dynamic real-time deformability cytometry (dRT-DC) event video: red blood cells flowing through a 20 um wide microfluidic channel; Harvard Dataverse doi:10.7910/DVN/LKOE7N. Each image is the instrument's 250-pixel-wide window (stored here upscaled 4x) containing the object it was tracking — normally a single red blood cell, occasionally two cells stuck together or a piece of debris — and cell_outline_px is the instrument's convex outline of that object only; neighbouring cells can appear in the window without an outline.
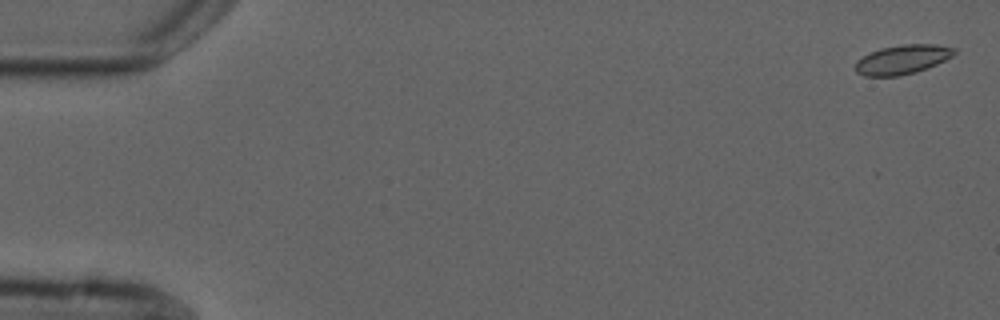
{"species": "common noctule bat (a hibernating species)", "species_latin": "Nyctalus noctula", "temperature_condition": "cold", "stored_images_in_passage": 8, "camera_frame_rate_fps": 3000, "um_per_image_px": 0.085, "animal": {"sex": "male", "forearm_length_mm": 52.5}, "frame": {"image": 1, "passage_image": 1, "time_ms": 0.0, "image_size_px": [1000, 320], "cell_outline_px": [[956, 52], [952, 56], [936, 64], [916, 72], [900, 76], [864, 76], [856, 72], [856, 60], [880, 48], [904, 44], [936, 44], [956, 48]], "centroid_in_image_um": [76.71, 5.06], "position_along_channel_um": 8.3, "area_um2": 16.76}}
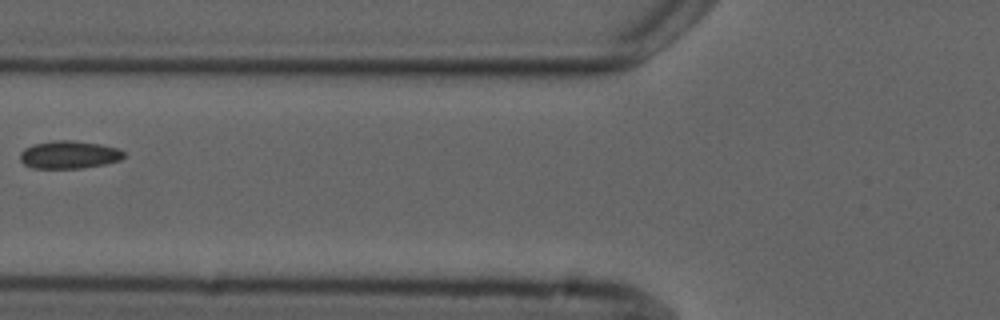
{"frame": {"image": 2, "passage_image": 7, "time_ms": 7.0, "image_size_px": [1000, 320], "cell_outline_px": [[128, 156], [120, 160], [104, 164], [80, 168], [32, 168], [24, 164], [20, 160], [20, 152], [24, 148], [32, 144], [52, 140], [72, 140], [100, 144], [116, 148], [124, 152]], "centroid_in_image_um": [5.86, 13.14], "position_along_channel_um": 119.9, "area_um2": 16.94}}
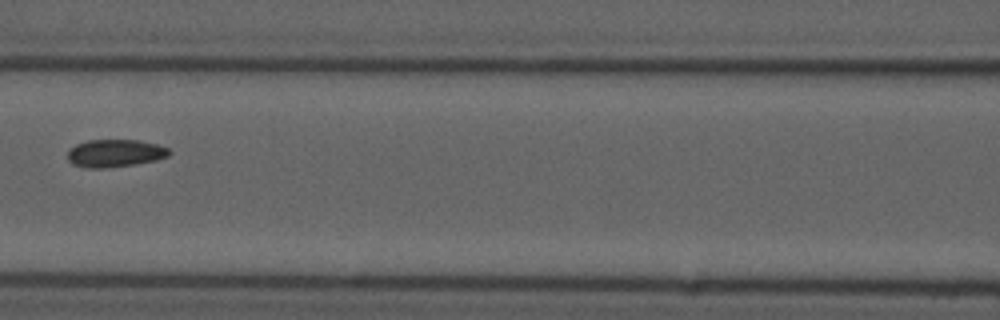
{"frame": {"image": 3, "passage_image": 8, "time_ms": 8.0, "image_size_px": [1000, 320], "cell_outline_px": [[172, 152], [168, 156], [156, 160], [136, 164], [108, 168], [88, 168], [72, 164], [68, 160], [68, 152], [76, 144], [88, 140], [140, 140], [156, 144], [168, 148]], "centroid_in_image_um": [9.79, 13.03], "position_along_channel_um": 156.8, "area_um2": 16.42}}